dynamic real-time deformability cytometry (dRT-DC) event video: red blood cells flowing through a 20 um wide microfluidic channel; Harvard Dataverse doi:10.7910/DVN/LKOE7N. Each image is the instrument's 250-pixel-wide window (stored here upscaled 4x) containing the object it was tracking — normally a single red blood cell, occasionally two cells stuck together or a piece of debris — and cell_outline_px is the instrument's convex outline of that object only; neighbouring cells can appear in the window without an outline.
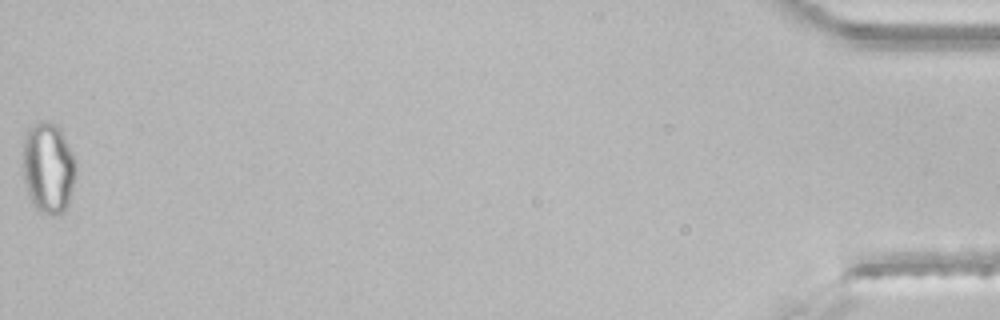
{"species": "common noctule bat (a hibernating species)", "species_latin": "Nyctalus noctula", "temperature_condition": "room temperature", "stored_images_in_passage": 46, "segment_of_instrument_passage": [2, 2], "camera_frame_rate_fps": 3000, "um_per_image_px": 0.085, "animal": {"sex": "male", "body_mass_g": 21.5, "forearm_length_mm": 52.0}, "frame": {"image": 1, "passage_image": 46, "time_ms": 15.0, "image_size_px": [1000, 320], "cell_outline_px": [[76, 172], [68, 204], [64, 212], [60, 216], [48, 216], [36, 208], [28, 192], [24, 180], [24, 140], [28, 128], [36, 120], [48, 120], [60, 128], [76, 160]], "centroid_in_image_um": [4.12, 14.25], "position_along_channel_um": 431.1, "area_um2": 28.26}}